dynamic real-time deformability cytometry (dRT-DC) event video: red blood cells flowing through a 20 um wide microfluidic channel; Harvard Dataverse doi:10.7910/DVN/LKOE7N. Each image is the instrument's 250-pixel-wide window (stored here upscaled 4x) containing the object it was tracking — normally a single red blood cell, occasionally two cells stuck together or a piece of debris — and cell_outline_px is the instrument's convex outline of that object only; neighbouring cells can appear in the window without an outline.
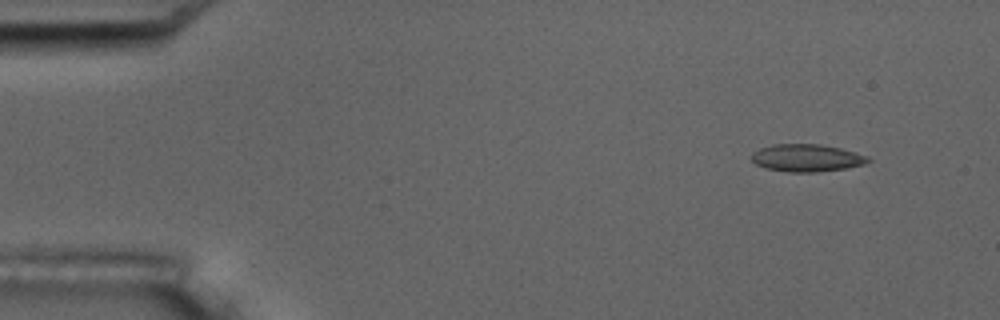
{"species": "common noctule bat (a hibernating species)", "species_latin": "Nyctalus noctula", "temperature_condition": "room temperature", "stored_images_in_passage": 4, "camera_frame_rate_fps": 3000, "um_per_image_px": 0.085, "animal": {"sex": "male", "body_mass_g": 17.5, "forearm_length_mm": 52.3}, "frame": {"image": 1, "passage_image": 1, "time_ms": 0.0, "image_size_px": [1000, 320], "cell_outline_px": [[872, 160], [864, 164], [848, 168], [816, 172], [788, 172], [764, 168], [756, 164], [748, 156], [752, 152], [760, 148], [772, 144], [820, 144], [840, 148], [868, 156]], "centroid_in_image_um": [68.54, 13.42], "position_along_channel_um": 16.5, "area_um2": 18.84}}
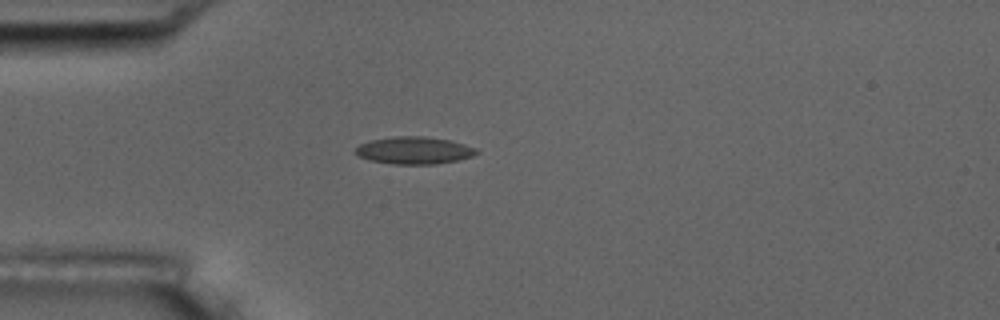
{"frame": {"image": 2, "passage_image": 4, "time_ms": 3.333, "image_size_px": [1000, 320], "cell_outline_px": [[480, 152], [472, 156], [456, 160], [436, 164], [392, 164], [368, 160], [352, 152], [360, 144], [372, 140], [392, 136], [424, 136], [448, 140], [464, 144], [476, 148]], "centroid_in_image_um": [35.18, 12.78], "position_along_channel_um": 49.8, "area_um2": 19.25}}